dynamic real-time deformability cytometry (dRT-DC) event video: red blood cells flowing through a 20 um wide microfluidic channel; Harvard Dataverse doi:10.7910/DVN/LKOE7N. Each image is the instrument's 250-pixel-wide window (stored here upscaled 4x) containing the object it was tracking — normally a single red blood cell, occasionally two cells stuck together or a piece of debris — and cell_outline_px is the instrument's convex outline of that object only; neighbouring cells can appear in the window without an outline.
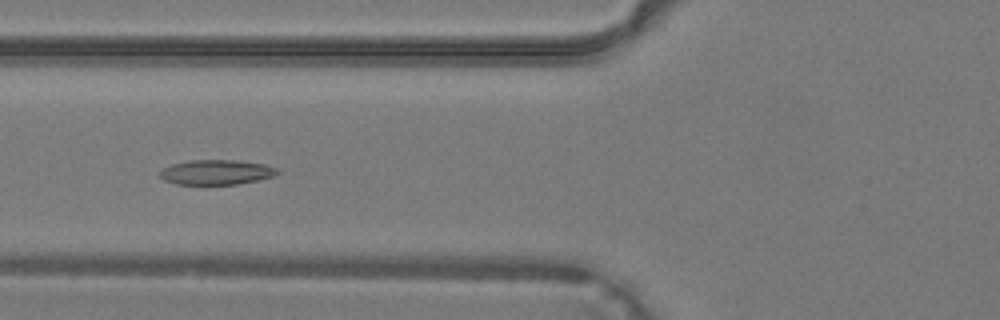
{"species": "common noctule bat (a hibernating species)", "species_latin": "Nyctalus noctula", "temperature_condition": "warm", "stored_images_in_passage": 34, "camera_frame_rate_fps": 3000, "um_per_image_px": 0.085, "animal": {"sex": "male", "body_mass_g": 19.2, "forearm_length_mm": 51.8}, "frame": {"image": 1, "passage_image": 9, "time_ms": 2.667, "image_size_px": [1000, 320], "cell_outline_px": [[280, 172], [276, 176], [236, 184], [176, 184], [164, 180], [160, 176], [160, 172], [164, 168], [172, 164], [188, 160], [240, 160], [264, 164], [276, 168]], "centroid_in_image_um": [18.41, 14.63], "position_along_channel_um": 107.4, "area_um2": 16.99}}
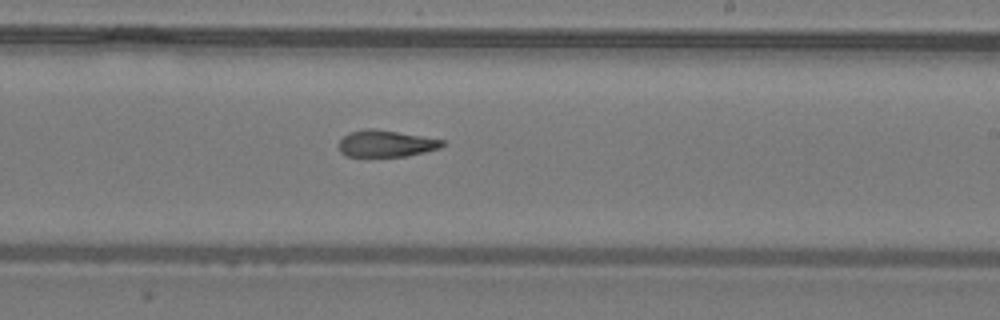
{"frame": {"image": 2, "passage_image": 18, "time_ms": 5.667, "image_size_px": [1000, 320], "cell_outline_px": [[448, 144], [440, 148], [408, 156], [348, 156], [340, 152], [340, 140], [348, 132], [368, 128], [372, 128], [444, 140]], "centroid_in_image_um": [32.83, 12.2], "position_along_channel_um": 256.2, "area_um2": 15.95}}
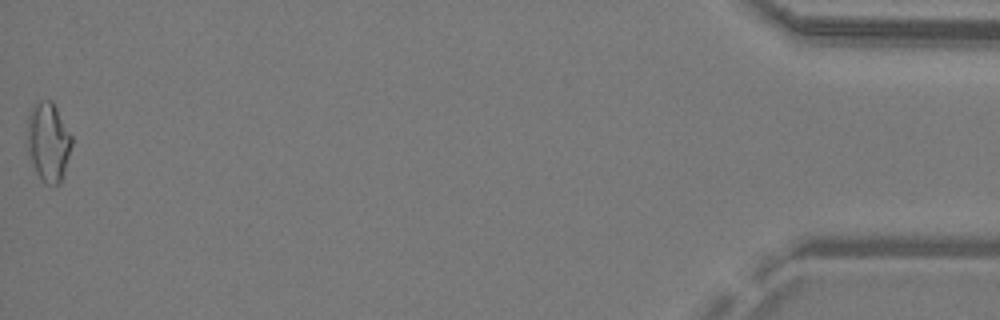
{"frame": {"image": 3, "passage_image": 34, "time_ms": 11.0, "image_size_px": [1000, 320], "cell_outline_px": [[72, 144], [60, 184], [44, 184], [40, 180], [36, 172], [28, 148], [28, 116], [32, 108], [40, 100], [52, 100], [72, 136]], "centroid_in_image_um": [4.12, 12.06], "position_along_channel_um": 431.1, "area_um2": 20.11}}